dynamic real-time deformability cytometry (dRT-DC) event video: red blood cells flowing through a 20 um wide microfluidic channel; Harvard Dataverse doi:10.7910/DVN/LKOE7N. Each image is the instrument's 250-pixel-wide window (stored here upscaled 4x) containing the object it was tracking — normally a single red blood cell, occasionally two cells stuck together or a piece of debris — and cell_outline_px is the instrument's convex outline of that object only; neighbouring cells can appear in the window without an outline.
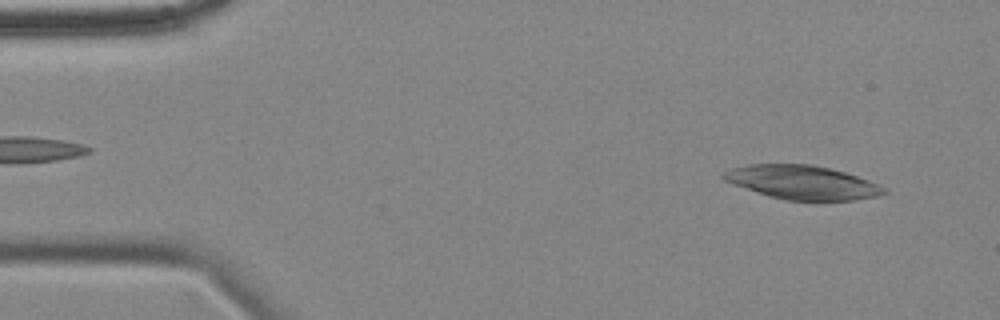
{"species": "common noctule bat (a hibernating species)", "species_latin": "Nyctalus noctula", "temperature_condition": "cold", "stored_images_in_passage": 57, "camera_frame_rate_fps": 3000, "um_per_image_px": 0.085, "animal": {"sex": "female", "body_mass_g": 18.4}, "frame": {"image": 1, "passage_image": 4, "time_ms": 1.0, "image_size_px": [1000, 320], "cell_outline_px": [[888, 192], [876, 196], [852, 200], [784, 200], [756, 192], [732, 184], [724, 180], [720, 176], [724, 172], [748, 164], [812, 164], [844, 172], [868, 180], [884, 188]], "centroid_in_image_um": [68.16, 15.5], "position_along_channel_um": 16.8, "area_um2": 31.21}}
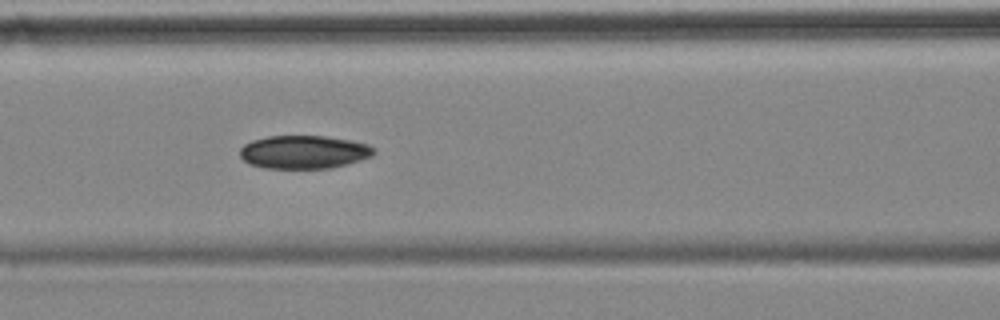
{"frame": {"image": 2, "passage_image": 23, "time_ms": 7.333, "image_size_px": [1000, 320], "cell_outline_px": [[376, 152], [372, 156], [332, 168], [264, 168], [248, 164], [240, 156], [240, 148], [244, 144], [252, 140], [268, 136], [324, 136], [348, 140], [368, 144], [376, 148]], "centroid_in_image_um": [25.81, 12.92], "position_along_channel_um": 140.8, "area_um2": 25.95}}
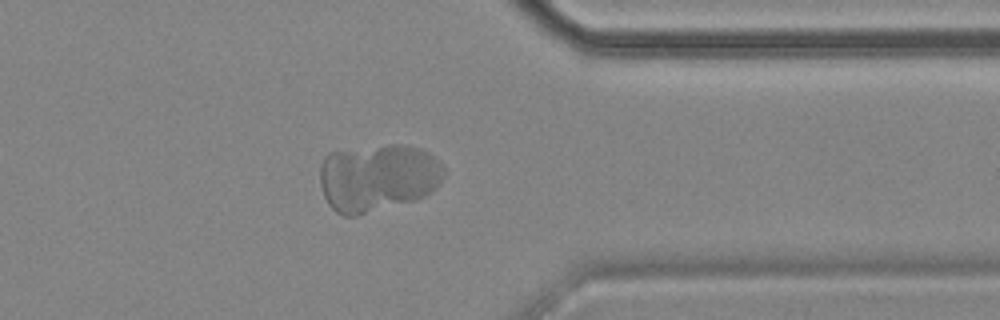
{"frame": {"image": 3, "passage_image": 45, "time_ms": 14.667, "image_size_px": [1000, 320], "cell_outline_px": [[444, 172], [440, 180], [432, 192], [416, 200], [356, 216], [344, 216], [336, 212], [328, 204], [324, 196], [320, 184], [320, 168], [324, 156], [328, 152], [388, 144], [400, 144], [416, 148], [428, 152], [444, 168]], "centroid_in_image_um": [32.06, 15.1], "position_along_channel_um": 379.3, "area_um2": 48.9}}